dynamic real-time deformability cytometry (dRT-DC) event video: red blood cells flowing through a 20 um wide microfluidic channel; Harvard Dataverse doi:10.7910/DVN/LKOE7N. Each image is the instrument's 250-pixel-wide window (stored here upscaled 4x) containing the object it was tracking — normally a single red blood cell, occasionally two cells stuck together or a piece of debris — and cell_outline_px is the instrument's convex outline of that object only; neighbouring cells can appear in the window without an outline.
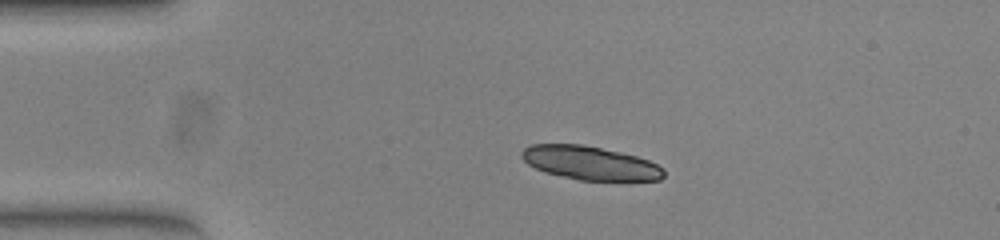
{"species": "common noctule bat (a hibernating species)", "species_latin": "Nyctalus noctula", "temperature_condition": "warm", "stored_images_in_passage": 42, "camera_frame_rate_fps": 3000, "um_per_image_px": 0.085, "animal": {"sex": "female", "body_mass_g": 23.0, "forearm_length_mm": 53.4}, "frame": {"image": 1, "passage_image": 1, "time_ms": 0.0, "image_size_px": [1000, 240], "cell_outline_px": [[664, 176], [660, 180], [580, 180], [544, 172], [528, 164], [520, 156], [520, 152], [524, 148], [532, 144], [580, 144], [620, 152], [636, 156], [648, 160], [656, 164], [664, 172]], "centroid_in_image_um": [50.11, 13.85], "position_along_channel_um": 34.9, "area_um2": 27.57}, "authors_computed_cell_mechanics": {"area_um2": 18.5249, "velocity_mm_per_s": 3.8963, "shape_relaxation_time_tau1_ms": 3.335, "shape_relaxation_time_tau2_ms": 2.3608, "deformation_change_tau1": 0.0993, "deformation_change_tau2": 0.0558}}